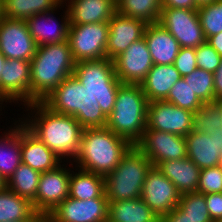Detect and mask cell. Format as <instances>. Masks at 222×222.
<instances>
[{"label":"cell","instance_id":"obj_17","mask_svg":"<svg viewBox=\"0 0 222 222\" xmlns=\"http://www.w3.org/2000/svg\"><path fill=\"white\" fill-rule=\"evenodd\" d=\"M107 198L79 200L67 197L46 217L51 222H105L108 220Z\"/></svg>","mask_w":222,"mask_h":222},{"label":"cell","instance_id":"obj_10","mask_svg":"<svg viewBox=\"0 0 222 222\" xmlns=\"http://www.w3.org/2000/svg\"><path fill=\"white\" fill-rule=\"evenodd\" d=\"M18 101L24 106L31 103L30 61L6 59L0 75V111L3 102Z\"/></svg>","mask_w":222,"mask_h":222},{"label":"cell","instance_id":"obj_47","mask_svg":"<svg viewBox=\"0 0 222 222\" xmlns=\"http://www.w3.org/2000/svg\"><path fill=\"white\" fill-rule=\"evenodd\" d=\"M195 1H196L198 6H201V5L208 4V3H211L213 1H216V0H195Z\"/></svg>","mask_w":222,"mask_h":222},{"label":"cell","instance_id":"obj_12","mask_svg":"<svg viewBox=\"0 0 222 222\" xmlns=\"http://www.w3.org/2000/svg\"><path fill=\"white\" fill-rule=\"evenodd\" d=\"M135 146L152 162L153 166L166 160L187 157L185 136L146 129Z\"/></svg>","mask_w":222,"mask_h":222},{"label":"cell","instance_id":"obj_33","mask_svg":"<svg viewBox=\"0 0 222 222\" xmlns=\"http://www.w3.org/2000/svg\"><path fill=\"white\" fill-rule=\"evenodd\" d=\"M222 128V115L220 105L216 103L204 104L193 112L192 131L213 134Z\"/></svg>","mask_w":222,"mask_h":222},{"label":"cell","instance_id":"obj_35","mask_svg":"<svg viewBox=\"0 0 222 222\" xmlns=\"http://www.w3.org/2000/svg\"><path fill=\"white\" fill-rule=\"evenodd\" d=\"M197 11L206 40L222 32V0L201 5Z\"/></svg>","mask_w":222,"mask_h":222},{"label":"cell","instance_id":"obj_2","mask_svg":"<svg viewBox=\"0 0 222 222\" xmlns=\"http://www.w3.org/2000/svg\"><path fill=\"white\" fill-rule=\"evenodd\" d=\"M132 146L107 127L84 128L79 153L73 162L77 169L106 177Z\"/></svg>","mask_w":222,"mask_h":222},{"label":"cell","instance_id":"obj_39","mask_svg":"<svg viewBox=\"0 0 222 222\" xmlns=\"http://www.w3.org/2000/svg\"><path fill=\"white\" fill-rule=\"evenodd\" d=\"M197 67L214 73L220 65L221 56L207 42L195 48Z\"/></svg>","mask_w":222,"mask_h":222},{"label":"cell","instance_id":"obj_14","mask_svg":"<svg viewBox=\"0 0 222 222\" xmlns=\"http://www.w3.org/2000/svg\"><path fill=\"white\" fill-rule=\"evenodd\" d=\"M37 47L26 20L2 17L0 20V51L7 59L31 61Z\"/></svg>","mask_w":222,"mask_h":222},{"label":"cell","instance_id":"obj_37","mask_svg":"<svg viewBox=\"0 0 222 222\" xmlns=\"http://www.w3.org/2000/svg\"><path fill=\"white\" fill-rule=\"evenodd\" d=\"M178 206L192 220L197 222H213L206 206L204 194L198 192L182 194Z\"/></svg>","mask_w":222,"mask_h":222},{"label":"cell","instance_id":"obj_46","mask_svg":"<svg viewBox=\"0 0 222 222\" xmlns=\"http://www.w3.org/2000/svg\"><path fill=\"white\" fill-rule=\"evenodd\" d=\"M6 59L7 58L0 51V75H2V70L4 68V64H5Z\"/></svg>","mask_w":222,"mask_h":222},{"label":"cell","instance_id":"obj_9","mask_svg":"<svg viewBox=\"0 0 222 222\" xmlns=\"http://www.w3.org/2000/svg\"><path fill=\"white\" fill-rule=\"evenodd\" d=\"M158 22L180 47L197 48L206 42L197 9L162 8Z\"/></svg>","mask_w":222,"mask_h":222},{"label":"cell","instance_id":"obj_16","mask_svg":"<svg viewBox=\"0 0 222 222\" xmlns=\"http://www.w3.org/2000/svg\"><path fill=\"white\" fill-rule=\"evenodd\" d=\"M117 78L124 84H141L153 67L144 36L113 59Z\"/></svg>","mask_w":222,"mask_h":222},{"label":"cell","instance_id":"obj_34","mask_svg":"<svg viewBox=\"0 0 222 222\" xmlns=\"http://www.w3.org/2000/svg\"><path fill=\"white\" fill-rule=\"evenodd\" d=\"M183 79L203 104L215 103L213 73L197 68Z\"/></svg>","mask_w":222,"mask_h":222},{"label":"cell","instance_id":"obj_38","mask_svg":"<svg viewBox=\"0 0 222 222\" xmlns=\"http://www.w3.org/2000/svg\"><path fill=\"white\" fill-rule=\"evenodd\" d=\"M198 193H222V165L200 170Z\"/></svg>","mask_w":222,"mask_h":222},{"label":"cell","instance_id":"obj_21","mask_svg":"<svg viewBox=\"0 0 222 222\" xmlns=\"http://www.w3.org/2000/svg\"><path fill=\"white\" fill-rule=\"evenodd\" d=\"M22 163L40 173L56 168L64 163L42 141L34 136L24 124L21 125Z\"/></svg>","mask_w":222,"mask_h":222},{"label":"cell","instance_id":"obj_6","mask_svg":"<svg viewBox=\"0 0 222 222\" xmlns=\"http://www.w3.org/2000/svg\"><path fill=\"white\" fill-rule=\"evenodd\" d=\"M152 162L133 145L118 166L105 179V195L109 202L141 198Z\"/></svg>","mask_w":222,"mask_h":222},{"label":"cell","instance_id":"obj_51","mask_svg":"<svg viewBox=\"0 0 222 222\" xmlns=\"http://www.w3.org/2000/svg\"><path fill=\"white\" fill-rule=\"evenodd\" d=\"M220 105L221 115H222V101L217 102Z\"/></svg>","mask_w":222,"mask_h":222},{"label":"cell","instance_id":"obj_49","mask_svg":"<svg viewBox=\"0 0 222 222\" xmlns=\"http://www.w3.org/2000/svg\"><path fill=\"white\" fill-rule=\"evenodd\" d=\"M6 186L5 181L0 177V190H2Z\"/></svg>","mask_w":222,"mask_h":222},{"label":"cell","instance_id":"obj_48","mask_svg":"<svg viewBox=\"0 0 222 222\" xmlns=\"http://www.w3.org/2000/svg\"><path fill=\"white\" fill-rule=\"evenodd\" d=\"M34 222H51V221L45 216H39Z\"/></svg>","mask_w":222,"mask_h":222},{"label":"cell","instance_id":"obj_18","mask_svg":"<svg viewBox=\"0 0 222 222\" xmlns=\"http://www.w3.org/2000/svg\"><path fill=\"white\" fill-rule=\"evenodd\" d=\"M187 158L200 169L222 165V128L213 134L191 131L185 136Z\"/></svg>","mask_w":222,"mask_h":222},{"label":"cell","instance_id":"obj_22","mask_svg":"<svg viewBox=\"0 0 222 222\" xmlns=\"http://www.w3.org/2000/svg\"><path fill=\"white\" fill-rule=\"evenodd\" d=\"M64 2L69 12V25L109 22L116 13V0H65Z\"/></svg>","mask_w":222,"mask_h":222},{"label":"cell","instance_id":"obj_8","mask_svg":"<svg viewBox=\"0 0 222 222\" xmlns=\"http://www.w3.org/2000/svg\"><path fill=\"white\" fill-rule=\"evenodd\" d=\"M108 22L69 25L68 42L75 62L106 58Z\"/></svg>","mask_w":222,"mask_h":222},{"label":"cell","instance_id":"obj_3","mask_svg":"<svg viewBox=\"0 0 222 222\" xmlns=\"http://www.w3.org/2000/svg\"><path fill=\"white\" fill-rule=\"evenodd\" d=\"M75 63L68 41L38 46L30 61L31 103L41 102L72 75Z\"/></svg>","mask_w":222,"mask_h":222},{"label":"cell","instance_id":"obj_24","mask_svg":"<svg viewBox=\"0 0 222 222\" xmlns=\"http://www.w3.org/2000/svg\"><path fill=\"white\" fill-rule=\"evenodd\" d=\"M156 167L176 186L181 195L197 192L201 169L189 158L166 160Z\"/></svg>","mask_w":222,"mask_h":222},{"label":"cell","instance_id":"obj_19","mask_svg":"<svg viewBox=\"0 0 222 222\" xmlns=\"http://www.w3.org/2000/svg\"><path fill=\"white\" fill-rule=\"evenodd\" d=\"M146 23L140 19L115 13L108 22L106 58L113 60L144 35Z\"/></svg>","mask_w":222,"mask_h":222},{"label":"cell","instance_id":"obj_36","mask_svg":"<svg viewBox=\"0 0 222 222\" xmlns=\"http://www.w3.org/2000/svg\"><path fill=\"white\" fill-rule=\"evenodd\" d=\"M164 101L192 112L197 111L204 105L183 77L173 85Z\"/></svg>","mask_w":222,"mask_h":222},{"label":"cell","instance_id":"obj_27","mask_svg":"<svg viewBox=\"0 0 222 222\" xmlns=\"http://www.w3.org/2000/svg\"><path fill=\"white\" fill-rule=\"evenodd\" d=\"M110 222H160V218L141 198L114 201L108 204Z\"/></svg>","mask_w":222,"mask_h":222},{"label":"cell","instance_id":"obj_20","mask_svg":"<svg viewBox=\"0 0 222 222\" xmlns=\"http://www.w3.org/2000/svg\"><path fill=\"white\" fill-rule=\"evenodd\" d=\"M63 4L64 3L62 2V8H65L66 11L61 18V24L54 18V16H52V14L54 15L55 11H57V8L50 12L32 15L26 20L29 32L37 46L68 41V30L70 24L69 12ZM48 22L50 24L52 22L53 23L50 25Z\"/></svg>","mask_w":222,"mask_h":222},{"label":"cell","instance_id":"obj_42","mask_svg":"<svg viewBox=\"0 0 222 222\" xmlns=\"http://www.w3.org/2000/svg\"><path fill=\"white\" fill-rule=\"evenodd\" d=\"M160 222H197L187 217V214L179 207H175L171 212L163 215Z\"/></svg>","mask_w":222,"mask_h":222},{"label":"cell","instance_id":"obj_15","mask_svg":"<svg viewBox=\"0 0 222 222\" xmlns=\"http://www.w3.org/2000/svg\"><path fill=\"white\" fill-rule=\"evenodd\" d=\"M180 196L176 186L157 167L149 170L141 199L159 218L178 206Z\"/></svg>","mask_w":222,"mask_h":222},{"label":"cell","instance_id":"obj_25","mask_svg":"<svg viewBox=\"0 0 222 222\" xmlns=\"http://www.w3.org/2000/svg\"><path fill=\"white\" fill-rule=\"evenodd\" d=\"M15 121L14 127L0 136V177L5 181L13 175L14 171L22 163L21 158V125L23 121ZM18 123V124H17Z\"/></svg>","mask_w":222,"mask_h":222},{"label":"cell","instance_id":"obj_30","mask_svg":"<svg viewBox=\"0 0 222 222\" xmlns=\"http://www.w3.org/2000/svg\"><path fill=\"white\" fill-rule=\"evenodd\" d=\"M61 0H2L3 16L10 19L27 20L32 15L61 8Z\"/></svg>","mask_w":222,"mask_h":222},{"label":"cell","instance_id":"obj_4","mask_svg":"<svg viewBox=\"0 0 222 222\" xmlns=\"http://www.w3.org/2000/svg\"><path fill=\"white\" fill-rule=\"evenodd\" d=\"M41 102L53 112L75 117L83 128L106 127L107 117L99 103L74 74L67 76Z\"/></svg>","mask_w":222,"mask_h":222},{"label":"cell","instance_id":"obj_1","mask_svg":"<svg viewBox=\"0 0 222 222\" xmlns=\"http://www.w3.org/2000/svg\"><path fill=\"white\" fill-rule=\"evenodd\" d=\"M24 107L27 109L25 112L29 111L27 117L22 115L23 118H20L25 127L61 160L65 161L66 158L67 162L70 159L73 162L79 153L84 129L75 117L53 112L42 102L30 103Z\"/></svg>","mask_w":222,"mask_h":222},{"label":"cell","instance_id":"obj_26","mask_svg":"<svg viewBox=\"0 0 222 222\" xmlns=\"http://www.w3.org/2000/svg\"><path fill=\"white\" fill-rule=\"evenodd\" d=\"M180 78L182 76L174 64L153 65L140 85L149 102L163 101Z\"/></svg>","mask_w":222,"mask_h":222},{"label":"cell","instance_id":"obj_29","mask_svg":"<svg viewBox=\"0 0 222 222\" xmlns=\"http://www.w3.org/2000/svg\"><path fill=\"white\" fill-rule=\"evenodd\" d=\"M70 173L69 197L79 200L107 198L105 195V179L96 173L79 169Z\"/></svg>","mask_w":222,"mask_h":222},{"label":"cell","instance_id":"obj_11","mask_svg":"<svg viewBox=\"0 0 222 222\" xmlns=\"http://www.w3.org/2000/svg\"><path fill=\"white\" fill-rule=\"evenodd\" d=\"M70 169L60 164L52 170L41 173L35 197V212L39 216L46 217L69 196Z\"/></svg>","mask_w":222,"mask_h":222},{"label":"cell","instance_id":"obj_23","mask_svg":"<svg viewBox=\"0 0 222 222\" xmlns=\"http://www.w3.org/2000/svg\"><path fill=\"white\" fill-rule=\"evenodd\" d=\"M144 38L154 65L174 64L179 42L159 22L147 24Z\"/></svg>","mask_w":222,"mask_h":222},{"label":"cell","instance_id":"obj_41","mask_svg":"<svg viewBox=\"0 0 222 222\" xmlns=\"http://www.w3.org/2000/svg\"><path fill=\"white\" fill-rule=\"evenodd\" d=\"M204 196L211 220L222 222V193H208Z\"/></svg>","mask_w":222,"mask_h":222},{"label":"cell","instance_id":"obj_32","mask_svg":"<svg viewBox=\"0 0 222 222\" xmlns=\"http://www.w3.org/2000/svg\"><path fill=\"white\" fill-rule=\"evenodd\" d=\"M162 0H116V12L144 21L146 24L159 21Z\"/></svg>","mask_w":222,"mask_h":222},{"label":"cell","instance_id":"obj_52","mask_svg":"<svg viewBox=\"0 0 222 222\" xmlns=\"http://www.w3.org/2000/svg\"><path fill=\"white\" fill-rule=\"evenodd\" d=\"M9 222H34V221H9Z\"/></svg>","mask_w":222,"mask_h":222},{"label":"cell","instance_id":"obj_5","mask_svg":"<svg viewBox=\"0 0 222 222\" xmlns=\"http://www.w3.org/2000/svg\"><path fill=\"white\" fill-rule=\"evenodd\" d=\"M148 104L140 84L122 83L106 127L135 145L146 130Z\"/></svg>","mask_w":222,"mask_h":222},{"label":"cell","instance_id":"obj_31","mask_svg":"<svg viewBox=\"0 0 222 222\" xmlns=\"http://www.w3.org/2000/svg\"><path fill=\"white\" fill-rule=\"evenodd\" d=\"M41 173L21 163L6 182V187L17 195L28 199L35 210V197Z\"/></svg>","mask_w":222,"mask_h":222},{"label":"cell","instance_id":"obj_50","mask_svg":"<svg viewBox=\"0 0 222 222\" xmlns=\"http://www.w3.org/2000/svg\"><path fill=\"white\" fill-rule=\"evenodd\" d=\"M3 17V7H2V0H0V20Z\"/></svg>","mask_w":222,"mask_h":222},{"label":"cell","instance_id":"obj_43","mask_svg":"<svg viewBox=\"0 0 222 222\" xmlns=\"http://www.w3.org/2000/svg\"><path fill=\"white\" fill-rule=\"evenodd\" d=\"M195 0H162V8L198 9Z\"/></svg>","mask_w":222,"mask_h":222},{"label":"cell","instance_id":"obj_45","mask_svg":"<svg viewBox=\"0 0 222 222\" xmlns=\"http://www.w3.org/2000/svg\"><path fill=\"white\" fill-rule=\"evenodd\" d=\"M206 42L210 44L222 57V32L212 35Z\"/></svg>","mask_w":222,"mask_h":222},{"label":"cell","instance_id":"obj_28","mask_svg":"<svg viewBox=\"0 0 222 222\" xmlns=\"http://www.w3.org/2000/svg\"><path fill=\"white\" fill-rule=\"evenodd\" d=\"M39 215L32 203L6 186L0 190V222L35 221Z\"/></svg>","mask_w":222,"mask_h":222},{"label":"cell","instance_id":"obj_13","mask_svg":"<svg viewBox=\"0 0 222 222\" xmlns=\"http://www.w3.org/2000/svg\"><path fill=\"white\" fill-rule=\"evenodd\" d=\"M193 112L166 101L149 102L146 129L186 136L192 131Z\"/></svg>","mask_w":222,"mask_h":222},{"label":"cell","instance_id":"obj_7","mask_svg":"<svg viewBox=\"0 0 222 222\" xmlns=\"http://www.w3.org/2000/svg\"><path fill=\"white\" fill-rule=\"evenodd\" d=\"M73 74L94 96L103 114L108 117L122 84L116 76L113 60L102 58L76 62Z\"/></svg>","mask_w":222,"mask_h":222},{"label":"cell","instance_id":"obj_40","mask_svg":"<svg viewBox=\"0 0 222 222\" xmlns=\"http://www.w3.org/2000/svg\"><path fill=\"white\" fill-rule=\"evenodd\" d=\"M174 66L182 77L188 76L196 70L198 67L195 48L180 47L179 53L174 61Z\"/></svg>","mask_w":222,"mask_h":222},{"label":"cell","instance_id":"obj_44","mask_svg":"<svg viewBox=\"0 0 222 222\" xmlns=\"http://www.w3.org/2000/svg\"><path fill=\"white\" fill-rule=\"evenodd\" d=\"M213 74H214V96L216 103L222 101V58L219 67Z\"/></svg>","mask_w":222,"mask_h":222}]
</instances>
